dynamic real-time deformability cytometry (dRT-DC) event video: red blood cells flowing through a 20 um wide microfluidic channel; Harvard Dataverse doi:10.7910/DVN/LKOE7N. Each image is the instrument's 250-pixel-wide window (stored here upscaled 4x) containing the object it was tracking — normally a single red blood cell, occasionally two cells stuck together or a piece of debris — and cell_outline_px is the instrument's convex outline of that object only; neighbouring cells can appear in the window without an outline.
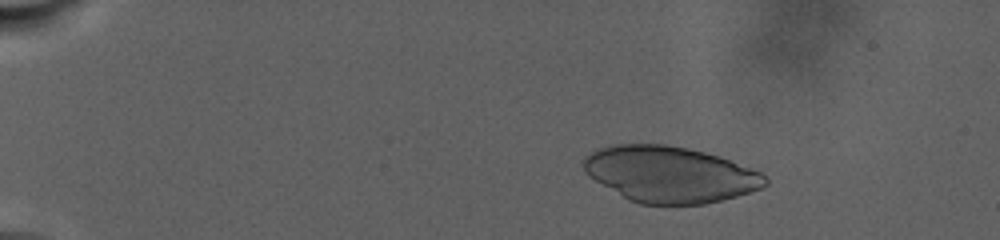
{"species": "human", "species_latin": "Homo sapiens", "temperature_condition": "warm", "stored_images_in_passage": 83, "camera_frame_rate_fps": 3000, "um_per_image_px": 0.085, "donor": {"sex": "male"}, "frame": {"image": 1, "passage_image": 21, "time_ms": 5.333, "image_size_px": [1000, 240], "cell_outline_px": [[768, 184], [760, 188], [736, 196], [704, 204], [640, 204], [628, 200], [588, 176], [584, 172], [584, 156], [600, 148], [616, 144], [664, 144], [688, 148], [720, 156], [760, 172], [768, 180]], "centroid_in_image_um": [56.92, 14.81], "position_along_channel_um": 28.1, "area_um2": 59.07}}
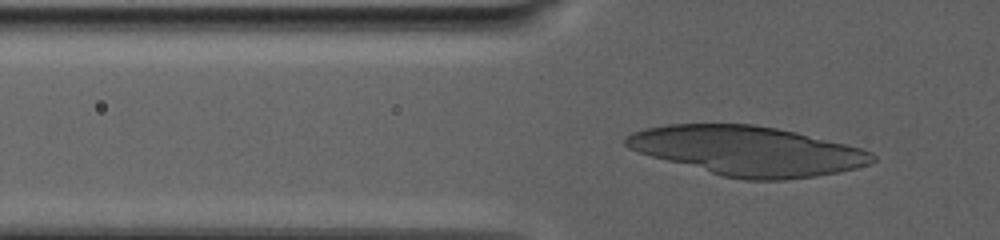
{"frame": {"image": 2, "passage_image": 35, "time_ms": 11.0, "image_size_px": [1000, 240], "cell_outline_px": [[876, 160], [868, 164], [856, 168], [816, 176], [784, 180], [744, 180], [720, 176], [652, 156], [628, 148], [624, 144], [624, 140], [632, 132], [644, 128], [664, 124], [752, 124], [776, 128], [796, 132], [860, 148], [872, 152], [876, 156]], "centroid_in_image_um": [63.53, 12.82], "position_along_channel_um": 62.3, "area_um2": 70.63}}